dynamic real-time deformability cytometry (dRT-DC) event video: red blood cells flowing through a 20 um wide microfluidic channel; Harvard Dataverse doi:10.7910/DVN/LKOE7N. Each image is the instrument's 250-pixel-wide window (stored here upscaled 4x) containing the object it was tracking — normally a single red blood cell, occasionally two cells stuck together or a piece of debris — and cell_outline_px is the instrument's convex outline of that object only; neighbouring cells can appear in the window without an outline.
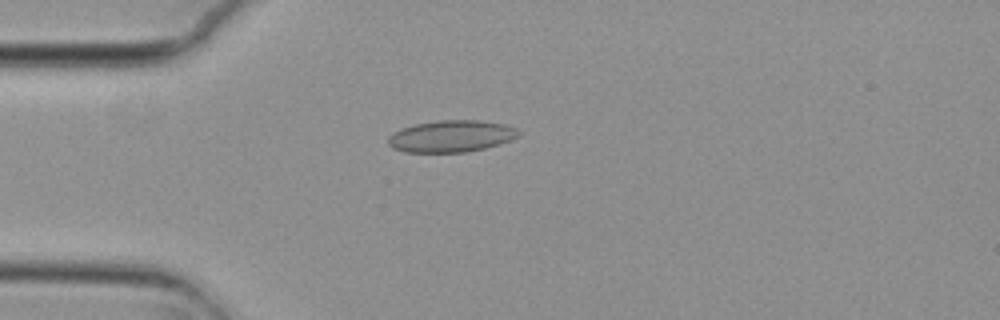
{"species": "common noctule bat (a hibernating species)", "species_latin": "Nyctalus noctula", "temperature_condition": "cold", "stored_images_in_passage": 7, "camera_frame_rate_fps": 3000, "um_per_image_px": 0.085, "animal": {"sex": "female", "body_mass_g": 29.2, "forearm_length_mm": 56.3}, "frame": {"image": 1, "passage_image": 4, "time_ms": 1.0, "image_size_px": [1000, 320], "cell_outline_px": [[520, 132], [516, 136], [500, 144], [484, 148], [464, 152], [404, 152], [392, 148], [388, 144], [388, 136], [392, 132], [416, 124], [436, 120], [480, 120], [504, 124], [516, 128]], "centroid_in_image_um": [38.32, 11.57], "position_along_channel_um": 46.7, "area_um2": 24.04}}
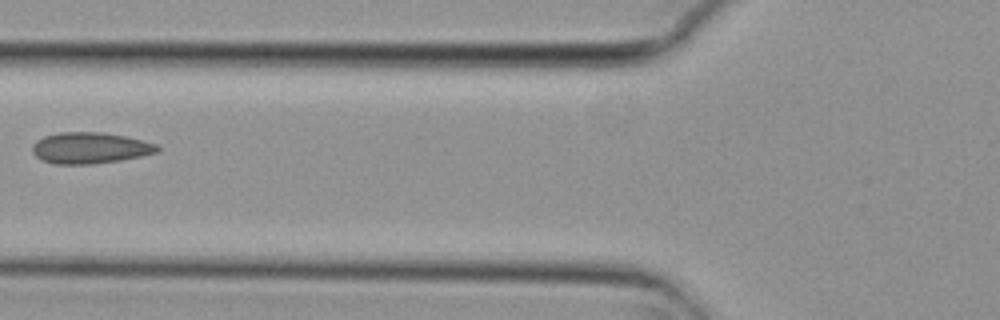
{"frame": {"image": 2, "passage_image": 6, "time_ms": 1.667, "image_size_px": [1000, 320], "cell_outline_px": [[160, 152], [120, 160], [92, 164], [52, 164], [40, 160], [32, 152], [32, 144], [36, 140], [44, 136], [60, 132], [100, 132], [124, 136], [156, 144], [160, 148]], "centroid_in_image_um": [7.61, 12.58], "position_along_channel_um": 118.2, "area_um2": 22.77}}
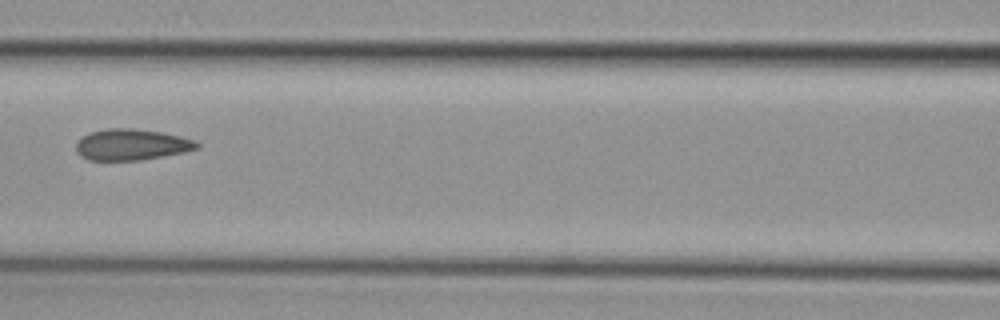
{"frame": {"image": 3, "passage_image": 7, "time_ms": 2.0, "image_size_px": [1000, 320], "cell_outline_px": [[200, 148], [184, 152], [140, 160], [88, 160], [80, 156], [76, 152], [76, 140], [88, 132], [104, 128], [132, 128], [160, 132], [180, 136], [196, 140], [200, 144]], "centroid_in_image_um": [11.15, 12.28], "position_along_channel_um": 155.5, "area_um2": 22.2}}